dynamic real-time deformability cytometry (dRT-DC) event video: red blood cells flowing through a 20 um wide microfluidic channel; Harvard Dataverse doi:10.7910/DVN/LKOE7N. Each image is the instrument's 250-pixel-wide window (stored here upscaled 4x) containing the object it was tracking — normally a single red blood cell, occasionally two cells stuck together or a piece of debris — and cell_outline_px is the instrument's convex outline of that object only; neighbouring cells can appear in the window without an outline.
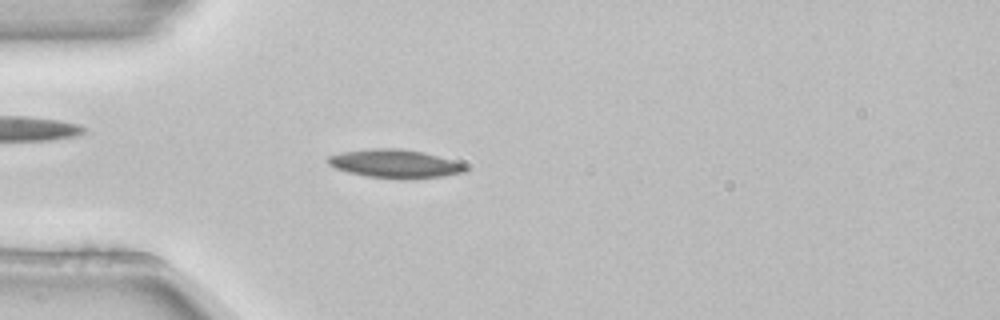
{"species": "common noctule bat (a hibernating species)", "species_latin": "Nyctalus noctula", "temperature_condition": "room temperature", "stored_images_in_passage": 3, "camera_frame_rate_fps": 3000, "um_per_image_px": 0.085, "animal": {"sex": "female", "body_mass_g": 22.7, "forearm_length_mm": 54.2}, "frame": {"image": 1, "passage_image": 3, "time_ms": 0.667, "image_size_px": [1000, 320], "cell_outline_px": [[468, 168], [464, 172], [444, 176], [408, 180], [400, 180], [368, 176], [348, 172], [336, 168], [328, 164], [328, 156], [340, 152], [372, 148], [400, 148], [420, 152], [452, 160]], "centroid_in_image_um": [33.53, 13.93], "position_along_channel_um": 51.5, "area_um2": 22.72}}